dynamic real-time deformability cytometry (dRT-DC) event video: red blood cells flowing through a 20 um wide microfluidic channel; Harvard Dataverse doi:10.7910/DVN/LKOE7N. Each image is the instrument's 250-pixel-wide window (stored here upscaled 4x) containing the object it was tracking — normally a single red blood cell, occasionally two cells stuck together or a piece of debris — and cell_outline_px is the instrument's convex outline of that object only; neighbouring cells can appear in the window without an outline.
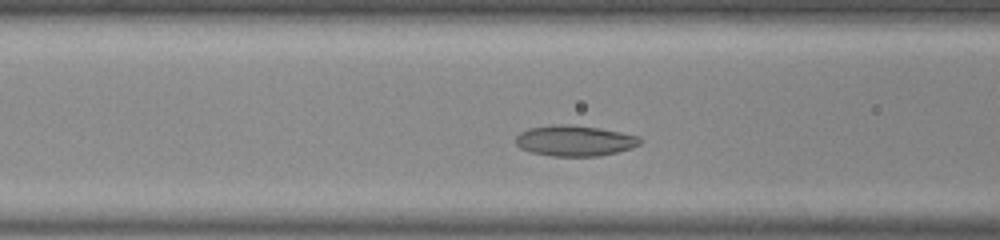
{"species": "common noctule bat (a hibernating species)", "species_latin": "Nyctalus noctula", "temperature_condition": "room temperature", "stored_images_in_passage": 11, "camera_frame_rate_fps": 3000, "um_per_image_px": 0.085, "animal": {"sex": "male", "body_mass_g": 20.0, "forearm_length_mm": 53.3}, "frame": {"image": 1, "passage_image": 6, "time_ms": 1.667, "image_size_px": [1000, 240], "cell_outline_px": [[644, 140], [640, 144], [632, 148], [600, 156], [552, 156], [532, 152], [520, 148], [516, 144], [516, 136], [520, 132], [528, 128], [552, 124], [568, 124], [600, 128], [640, 136]], "centroid_in_image_um": [48.87, 11.95], "position_along_channel_um": 117.7, "area_um2": 22.43}}
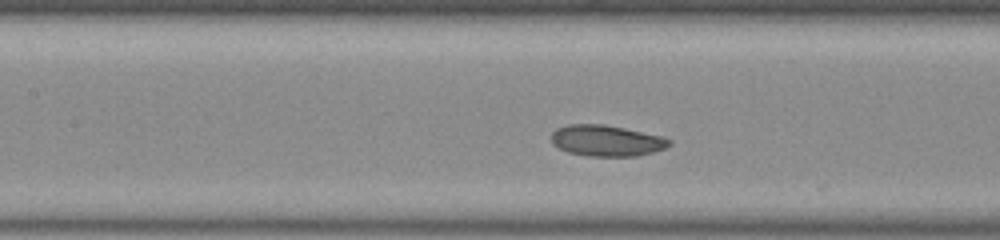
{"frame": {"image": 2, "passage_image": 9, "time_ms": 2.667, "image_size_px": [1000, 240], "cell_outline_px": [[672, 144], [664, 148], [652, 152], [636, 156], [588, 156], [568, 152], [552, 144], [552, 132], [556, 128], [568, 124], [604, 124], [664, 136], [672, 140]], "centroid_in_image_um": [51.57, 11.95], "position_along_channel_um": 155.8, "area_um2": 21.44}}